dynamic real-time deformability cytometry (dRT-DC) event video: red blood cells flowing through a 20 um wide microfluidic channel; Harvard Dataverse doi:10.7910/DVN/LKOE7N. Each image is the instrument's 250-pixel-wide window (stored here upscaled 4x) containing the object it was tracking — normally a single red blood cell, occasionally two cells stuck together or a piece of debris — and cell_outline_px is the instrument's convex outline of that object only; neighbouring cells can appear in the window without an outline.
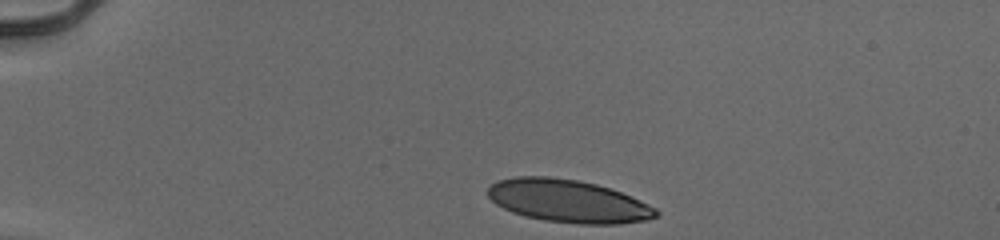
{"species": "human", "species_latin": "Homo sapiens", "temperature_condition": "cold", "stored_images_in_passage": 34, "camera_frame_rate_fps": 3000, "um_per_image_px": 0.085, "donor": {"sex": "male"}, "frame": {"image": 1, "passage_image": 1, "time_ms": 0.0, "image_size_px": [1000, 240], "cell_outline_px": [[660, 216], [648, 220], [620, 224], [576, 224], [544, 220], [524, 216], [512, 212], [496, 204], [488, 196], [488, 188], [492, 184], [500, 180], [516, 176], [548, 176], [576, 180], [596, 184], [620, 192], [648, 204], [656, 208], [660, 212]], "centroid_in_image_um": [48.31, 17.1], "position_along_channel_um": 36.7, "area_um2": 41.91}}
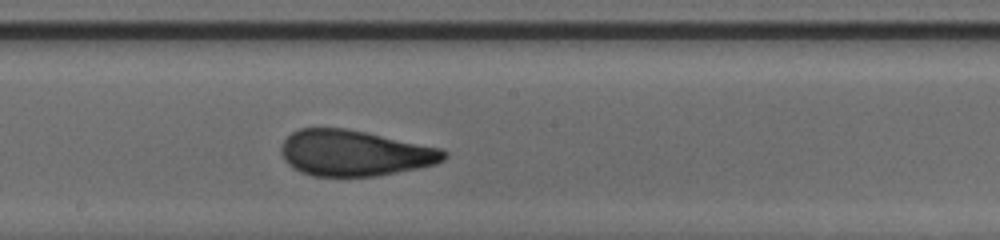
{"frame": {"image": 2, "passage_image": 20, "time_ms": 6.333, "image_size_px": [1000, 240], "cell_outline_px": [[448, 156], [444, 160], [436, 164], [376, 176], [312, 176], [300, 172], [292, 168], [284, 160], [280, 152], [280, 148], [284, 140], [292, 132], [300, 128], [348, 128], [368, 132], [444, 148], [448, 152]], "centroid_in_image_um": [30.15, 13.0], "position_along_channel_um": 218.0, "area_um2": 43.99}}
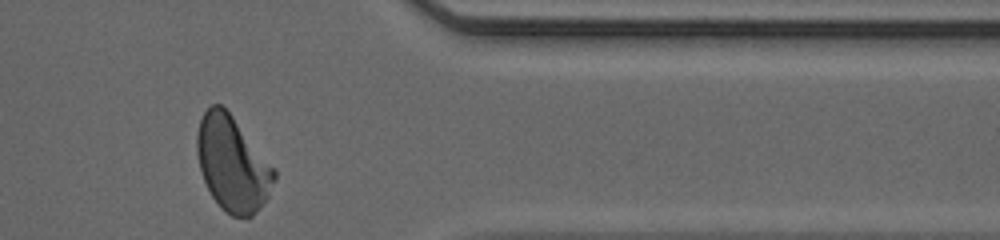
{"frame": {"image": 3, "passage_image": 34, "time_ms": 11.0, "image_size_px": [1000, 240], "cell_outline_px": [[276, 180], [268, 196], [252, 216], [232, 216], [220, 208], [212, 196], [204, 180], [200, 168], [196, 152], [196, 136], [200, 120], [204, 112], [212, 104], [220, 104], [232, 116], [276, 172]], "centroid_in_image_um": [19.73, 13.94], "position_along_channel_um": 391.7, "area_um2": 41.85}, "authors_computed_cell_mechanics": {"area_um2": 43.5523, "velocity_mm_per_s": 3.9486, "shape_relaxation_time_tau1_ms": 3.6962, "shape_relaxation_time_tau2_ms": 0.8652, "deformation_change_tau1": 0.1766, "deformation_change_tau2": 0.0867}}